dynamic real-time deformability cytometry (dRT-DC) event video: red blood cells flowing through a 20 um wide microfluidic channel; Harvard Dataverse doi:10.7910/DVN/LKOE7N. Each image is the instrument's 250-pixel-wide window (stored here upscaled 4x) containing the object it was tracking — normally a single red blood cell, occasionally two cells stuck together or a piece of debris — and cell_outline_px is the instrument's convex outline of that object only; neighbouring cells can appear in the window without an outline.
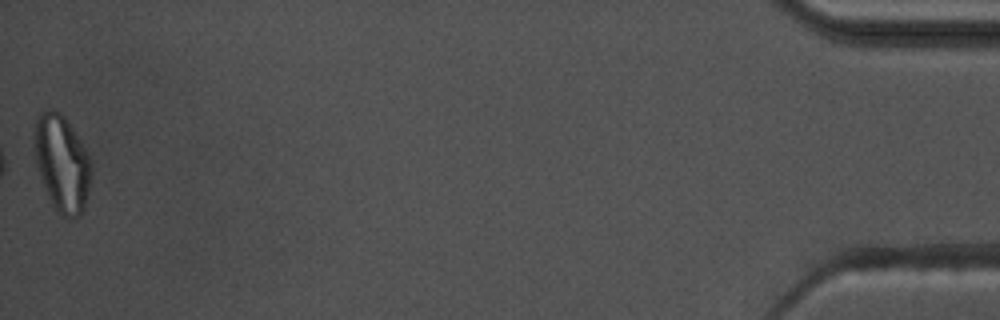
{"species": "common noctule bat (a hibernating species)", "species_latin": "Nyctalus noctula", "temperature_condition": "warm", "stored_images_in_passage": 39, "camera_frame_rate_fps": 3000, "um_per_image_px": 0.085, "animal": {"sex": "male", "body_mass_g": 17.5, "forearm_length_mm": 52.3}, "frame": {"image": 1, "passage_image": 39, "time_ms": 12.667, "image_size_px": [1000, 320], "cell_outline_px": [[92, 172], [84, 208], [80, 216], [72, 220], [68, 220], [60, 216], [56, 212], [44, 188], [36, 168], [32, 136], [36, 116], [44, 108], [60, 112], [64, 116], [80, 140], [88, 156], [92, 168]], "centroid_in_image_um": [5.22, 13.9], "position_along_channel_um": 430.0, "area_um2": 32.71}, "authors_computed_cell_mechanics": {"area_um2": 19.4208, "velocity_mm_per_s": 3.6557, "shape_relaxation_time_tau1_ms": null, "shape_relaxation_time_tau2_ms": 2.6457, "deformation_change_tau1": null, "deformation_change_tau2": 0.1127}}